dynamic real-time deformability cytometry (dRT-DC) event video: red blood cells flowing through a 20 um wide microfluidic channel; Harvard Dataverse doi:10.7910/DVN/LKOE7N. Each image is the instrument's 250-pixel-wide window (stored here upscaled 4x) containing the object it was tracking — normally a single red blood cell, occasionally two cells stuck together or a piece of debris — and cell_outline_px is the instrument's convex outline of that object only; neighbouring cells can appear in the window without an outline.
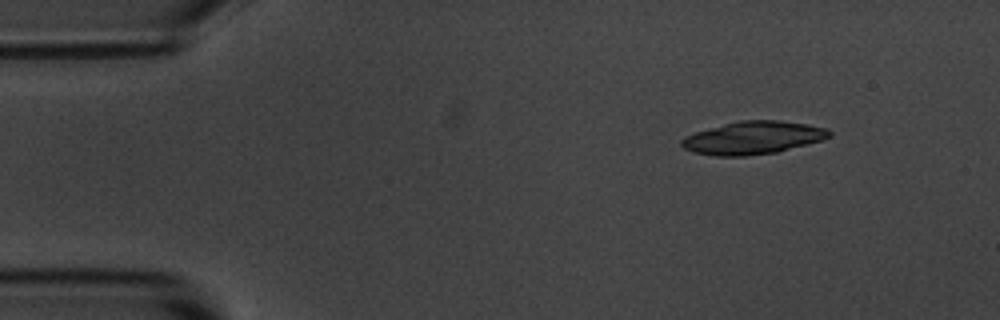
{"species": "common noctule bat (a hibernating species)", "species_latin": "Nyctalus noctula", "temperature_condition": "room temperature", "stored_images_in_passage": 5, "segment_of_instrument_passage": [2, 2], "camera_frame_rate_fps": 3000, "um_per_image_px": 0.085, "animal": {"sex": "male", "body_mass_g": 20.1, "forearm_length_mm": 53.5}, "frame": {"image": 1, "passage_image": 5, "time_ms": 5.333, "image_size_px": [1000, 320], "cell_outline_px": [[832, 136], [824, 140], [776, 152], [744, 156], [716, 156], [692, 152], [684, 148], [680, 144], [680, 140], [684, 136], [696, 132], [724, 124], [740, 120], [780, 120], [808, 124], [828, 128], [832, 132]], "centroid_in_image_um": [64.04, 11.71], "position_along_channel_um": 21.0, "area_um2": 28.44}}